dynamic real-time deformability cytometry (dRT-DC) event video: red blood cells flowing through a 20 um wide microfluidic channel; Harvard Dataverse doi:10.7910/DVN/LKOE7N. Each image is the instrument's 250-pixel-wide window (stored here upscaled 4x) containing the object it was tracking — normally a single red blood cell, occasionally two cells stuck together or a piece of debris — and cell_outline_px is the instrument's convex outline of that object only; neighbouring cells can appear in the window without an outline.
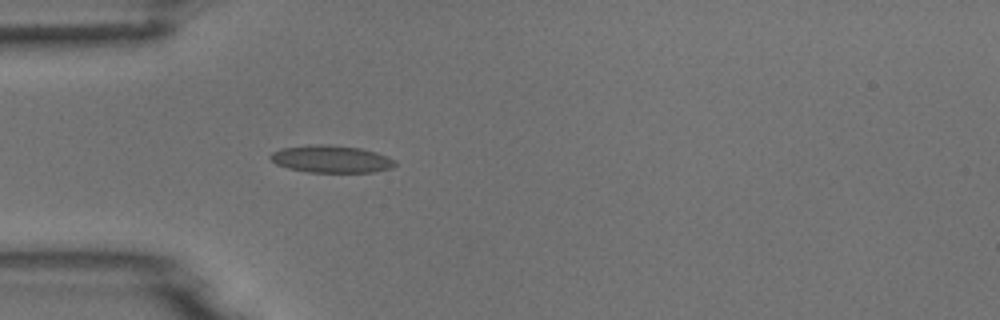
{"species": "common noctule bat (a hibernating species)", "species_latin": "Nyctalus noctula", "temperature_condition": "room temperature", "stored_images_in_passage": 1, "camera_frame_rate_fps": 3000, "um_per_image_px": 0.085, "animal": {"sex": "male", "body_mass_g": 18.8}, "frame": {"image": 1, "passage_image": 1, "time_ms": 0.0, "image_size_px": [1000, 320], "cell_outline_px": [[396, 164], [392, 168], [372, 172], [308, 172], [288, 168], [276, 164], [268, 156], [272, 152], [280, 148], [308, 144], [324, 144], [360, 148], [376, 152], [388, 156], [396, 160]], "centroid_in_image_um": [28.14, 13.51], "position_along_channel_um": 56.9, "area_um2": 20.0}}